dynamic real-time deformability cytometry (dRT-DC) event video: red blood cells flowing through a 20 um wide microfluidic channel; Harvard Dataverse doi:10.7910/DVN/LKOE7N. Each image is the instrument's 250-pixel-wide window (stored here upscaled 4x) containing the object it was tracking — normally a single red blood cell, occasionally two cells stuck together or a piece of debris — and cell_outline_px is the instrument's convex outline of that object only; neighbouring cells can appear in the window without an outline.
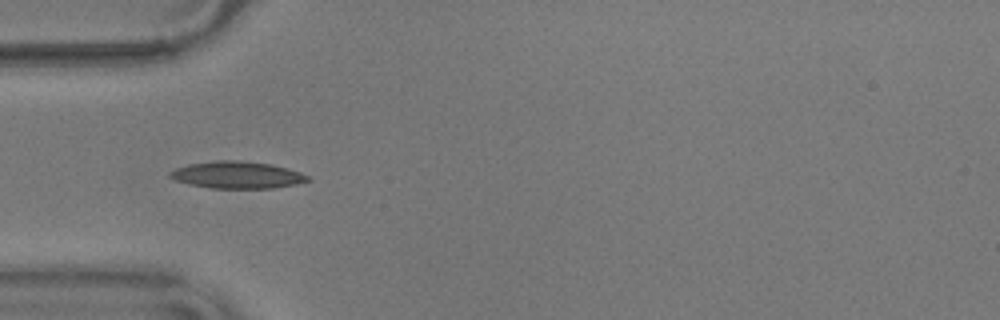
{"species": "common noctule bat (a hibernating species)", "species_latin": "Nyctalus noctula", "temperature_condition": "warm", "stored_images_in_passage": 39, "camera_frame_rate_fps": 3000, "um_per_image_px": 0.085, "animal": {"sex": "male", "body_mass_g": 17.9}, "frame": {"image": 1, "passage_image": 16, "time_ms": 5.0, "image_size_px": [1000, 320], "cell_outline_px": [[312, 180], [296, 184], [272, 188], [208, 188], [188, 184], [176, 180], [168, 176], [168, 172], [176, 168], [188, 164], [216, 160], [240, 160], [272, 164], [288, 168], [300, 172], [308, 176]], "centroid_in_image_um": [20.15, 14.86], "position_along_channel_um": 64.9, "area_um2": 21.85}}